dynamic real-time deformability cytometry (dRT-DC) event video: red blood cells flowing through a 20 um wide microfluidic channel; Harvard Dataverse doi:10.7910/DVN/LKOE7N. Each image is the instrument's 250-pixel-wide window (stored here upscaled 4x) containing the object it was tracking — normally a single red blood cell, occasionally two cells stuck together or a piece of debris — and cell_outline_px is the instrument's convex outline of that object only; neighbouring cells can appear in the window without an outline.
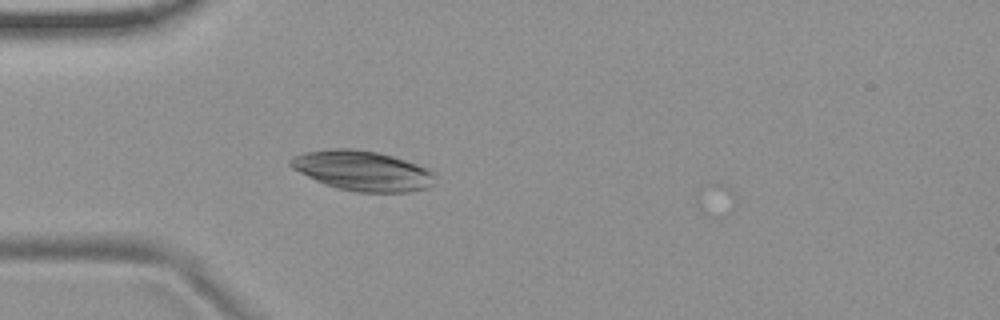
{"species": "common noctule bat (a hibernating species)", "species_latin": "Nyctalus noctula", "temperature_condition": "room temperature", "stored_images_in_passage": 7, "camera_frame_rate_fps": 3000, "um_per_image_px": 0.085, "animal": {"sex": "female", "body_mass_g": 19.9}, "frame": {"image": 1, "passage_image": 6, "time_ms": 1.667, "image_size_px": [1000, 320], "cell_outline_px": [[436, 184], [428, 188], [408, 192], [356, 192], [336, 188], [324, 184], [292, 168], [288, 164], [288, 160], [304, 152], [332, 148], [352, 148], [376, 152], [392, 156], [416, 164], [432, 172]], "centroid_in_image_um": [30.8, 14.52], "position_along_channel_um": 54.2, "area_um2": 33.52}}